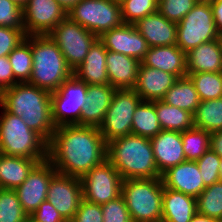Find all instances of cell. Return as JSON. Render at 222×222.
<instances>
[{
    "label": "cell",
    "instance_id": "6da1fadb",
    "mask_svg": "<svg viewBox=\"0 0 222 222\" xmlns=\"http://www.w3.org/2000/svg\"><path fill=\"white\" fill-rule=\"evenodd\" d=\"M107 159V144L98 127H56L48 142L47 160L56 171L81 178Z\"/></svg>",
    "mask_w": 222,
    "mask_h": 222
},
{
    "label": "cell",
    "instance_id": "7a4b0ae2",
    "mask_svg": "<svg viewBox=\"0 0 222 222\" xmlns=\"http://www.w3.org/2000/svg\"><path fill=\"white\" fill-rule=\"evenodd\" d=\"M0 106L50 141L56 127L52 121L51 93L28 82L17 83L0 93Z\"/></svg>",
    "mask_w": 222,
    "mask_h": 222
},
{
    "label": "cell",
    "instance_id": "3957f363",
    "mask_svg": "<svg viewBox=\"0 0 222 222\" xmlns=\"http://www.w3.org/2000/svg\"><path fill=\"white\" fill-rule=\"evenodd\" d=\"M107 160L123 180L161 178L150 138L129 134L107 143Z\"/></svg>",
    "mask_w": 222,
    "mask_h": 222
},
{
    "label": "cell",
    "instance_id": "277c9868",
    "mask_svg": "<svg viewBox=\"0 0 222 222\" xmlns=\"http://www.w3.org/2000/svg\"><path fill=\"white\" fill-rule=\"evenodd\" d=\"M33 68L29 84L53 93L73 75L58 45L49 35H31Z\"/></svg>",
    "mask_w": 222,
    "mask_h": 222
},
{
    "label": "cell",
    "instance_id": "5b68a950",
    "mask_svg": "<svg viewBox=\"0 0 222 222\" xmlns=\"http://www.w3.org/2000/svg\"><path fill=\"white\" fill-rule=\"evenodd\" d=\"M0 153L40 163L47 160L48 142L30 129L21 117L4 110L0 117Z\"/></svg>",
    "mask_w": 222,
    "mask_h": 222
},
{
    "label": "cell",
    "instance_id": "8992f818",
    "mask_svg": "<svg viewBox=\"0 0 222 222\" xmlns=\"http://www.w3.org/2000/svg\"><path fill=\"white\" fill-rule=\"evenodd\" d=\"M163 191L161 178L123 180L121 195L132 222H161Z\"/></svg>",
    "mask_w": 222,
    "mask_h": 222
},
{
    "label": "cell",
    "instance_id": "52a82bcc",
    "mask_svg": "<svg viewBox=\"0 0 222 222\" xmlns=\"http://www.w3.org/2000/svg\"><path fill=\"white\" fill-rule=\"evenodd\" d=\"M67 16L98 38L123 24L121 6L113 0H80Z\"/></svg>",
    "mask_w": 222,
    "mask_h": 222
},
{
    "label": "cell",
    "instance_id": "ba28073f",
    "mask_svg": "<svg viewBox=\"0 0 222 222\" xmlns=\"http://www.w3.org/2000/svg\"><path fill=\"white\" fill-rule=\"evenodd\" d=\"M220 38L211 4L197 3L194 8L177 23L176 45L185 53L200 44Z\"/></svg>",
    "mask_w": 222,
    "mask_h": 222
},
{
    "label": "cell",
    "instance_id": "9c48e42d",
    "mask_svg": "<svg viewBox=\"0 0 222 222\" xmlns=\"http://www.w3.org/2000/svg\"><path fill=\"white\" fill-rule=\"evenodd\" d=\"M141 97L133 89H116L99 131L105 143L132 134L134 112Z\"/></svg>",
    "mask_w": 222,
    "mask_h": 222
},
{
    "label": "cell",
    "instance_id": "30bf717a",
    "mask_svg": "<svg viewBox=\"0 0 222 222\" xmlns=\"http://www.w3.org/2000/svg\"><path fill=\"white\" fill-rule=\"evenodd\" d=\"M48 35L58 45L72 70L83 62L90 47L98 39L95 34L72 21L68 16Z\"/></svg>",
    "mask_w": 222,
    "mask_h": 222
},
{
    "label": "cell",
    "instance_id": "8fae6325",
    "mask_svg": "<svg viewBox=\"0 0 222 222\" xmlns=\"http://www.w3.org/2000/svg\"><path fill=\"white\" fill-rule=\"evenodd\" d=\"M87 89L85 82L72 75L57 91L51 93L52 121L55 127L79 125Z\"/></svg>",
    "mask_w": 222,
    "mask_h": 222
},
{
    "label": "cell",
    "instance_id": "7c38bea8",
    "mask_svg": "<svg viewBox=\"0 0 222 222\" xmlns=\"http://www.w3.org/2000/svg\"><path fill=\"white\" fill-rule=\"evenodd\" d=\"M80 180L82 198L89 202L103 205L121 196L123 179L107 159L94 166Z\"/></svg>",
    "mask_w": 222,
    "mask_h": 222
},
{
    "label": "cell",
    "instance_id": "4fadbf2b",
    "mask_svg": "<svg viewBox=\"0 0 222 222\" xmlns=\"http://www.w3.org/2000/svg\"><path fill=\"white\" fill-rule=\"evenodd\" d=\"M22 10L27 36L48 35L67 17V12L56 0H28Z\"/></svg>",
    "mask_w": 222,
    "mask_h": 222
},
{
    "label": "cell",
    "instance_id": "5bb4252c",
    "mask_svg": "<svg viewBox=\"0 0 222 222\" xmlns=\"http://www.w3.org/2000/svg\"><path fill=\"white\" fill-rule=\"evenodd\" d=\"M82 200V184L78 177L56 172L50 180L47 201L50 202L66 222H70Z\"/></svg>",
    "mask_w": 222,
    "mask_h": 222
},
{
    "label": "cell",
    "instance_id": "9a60e30c",
    "mask_svg": "<svg viewBox=\"0 0 222 222\" xmlns=\"http://www.w3.org/2000/svg\"><path fill=\"white\" fill-rule=\"evenodd\" d=\"M55 167L48 161L38 163L26 180L15 189L24 212L30 216L39 205L47 200V191Z\"/></svg>",
    "mask_w": 222,
    "mask_h": 222
},
{
    "label": "cell",
    "instance_id": "2e32d148",
    "mask_svg": "<svg viewBox=\"0 0 222 222\" xmlns=\"http://www.w3.org/2000/svg\"><path fill=\"white\" fill-rule=\"evenodd\" d=\"M98 39L108 51L134 57L140 62L149 49L147 41L134 24H122L120 27L104 32Z\"/></svg>",
    "mask_w": 222,
    "mask_h": 222
},
{
    "label": "cell",
    "instance_id": "e0dca14e",
    "mask_svg": "<svg viewBox=\"0 0 222 222\" xmlns=\"http://www.w3.org/2000/svg\"><path fill=\"white\" fill-rule=\"evenodd\" d=\"M163 186L197 198L205 189L196 161L186 160L161 174Z\"/></svg>",
    "mask_w": 222,
    "mask_h": 222
},
{
    "label": "cell",
    "instance_id": "ac0fdd59",
    "mask_svg": "<svg viewBox=\"0 0 222 222\" xmlns=\"http://www.w3.org/2000/svg\"><path fill=\"white\" fill-rule=\"evenodd\" d=\"M155 162L160 174L186 161L181 132L162 130L150 138Z\"/></svg>",
    "mask_w": 222,
    "mask_h": 222
},
{
    "label": "cell",
    "instance_id": "d6986e66",
    "mask_svg": "<svg viewBox=\"0 0 222 222\" xmlns=\"http://www.w3.org/2000/svg\"><path fill=\"white\" fill-rule=\"evenodd\" d=\"M177 79L176 75L145 66L141 62L138 68L137 82L133 90L144 101L162 100Z\"/></svg>",
    "mask_w": 222,
    "mask_h": 222
},
{
    "label": "cell",
    "instance_id": "ffe728a7",
    "mask_svg": "<svg viewBox=\"0 0 222 222\" xmlns=\"http://www.w3.org/2000/svg\"><path fill=\"white\" fill-rule=\"evenodd\" d=\"M134 25L149 47L176 45L177 23L167 20L158 11L138 20Z\"/></svg>",
    "mask_w": 222,
    "mask_h": 222
},
{
    "label": "cell",
    "instance_id": "44dd1931",
    "mask_svg": "<svg viewBox=\"0 0 222 222\" xmlns=\"http://www.w3.org/2000/svg\"><path fill=\"white\" fill-rule=\"evenodd\" d=\"M116 89L110 84L88 85L79 126L98 127L102 124Z\"/></svg>",
    "mask_w": 222,
    "mask_h": 222
},
{
    "label": "cell",
    "instance_id": "7402d4cb",
    "mask_svg": "<svg viewBox=\"0 0 222 222\" xmlns=\"http://www.w3.org/2000/svg\"><path fill=\"white\" fill-rule=\"evenodd\" d=\"M140 63L134 57L107 50L106 69L109 84L115 89H134Z\"/></svg>",
    "mask_w": 222,
    "mask_h": 222
},
{
    "label": "cell",
    "instance_id": "603a6c76",
    "mask_svg": "<svg viewBox=\"0 0 222 222\" xmlns=\"http://www.w3.org/2000/svg\"><path fill=\"white\" fill-rule=\"evenodd\" d=\"M145 66L176 75L187 76L186 53L177 45L149 47L144 59Z\"/></svg>",
    "mask_w": 222,
    "mask_h": 222
},
{
    "label": "cell",
    "instance_id": "cb8c5ba5",
    "mask_svg": "<svg viewBox=\"0 0 222 222\" xmlns=\"http://www.w3.org/2000/svg\"><path fill=\"white\" fill-rule=\"evenodd\" d=\"M107 49L97 39L90 47L83 62L73 70V75L87 85H106L109 78L106 69Z\"/></svg>",
    "mask_w": 222,
    "mask_h": 222
},
{
    "label": "cell",
    "instance_id": "d4e9b609",
    "mask_svg": "<svg viewBox=\"0 0 222 222\" xmlns=\"http://www.w3.org/2000/svg\"><path fill=\"white\" fill-rule=\"evenodd\" d=\"M187 73L222 72L221 39L200 44L186 53Z\"/></svg>",
    "mask_w": 222,
    "mask_h": 222
},
{
    "label": "cell",
    "instance_id": "484cf974",
    "mask_svg": "<svg viewBox=\"0 0 222 222\" xmlns=\"http://www.w3.org/2000/svg\"><path fill=\"white\" fill-rule=\"evenodd\" d=\"M196 213L195 197L164 187L161 222H189Z\"/></svg>",
    "mask_w": 222,
    "mask_h": 222
},
{
    "label": "cell",
    "instance_id": "4316f807",
    "mask_svg": "<svg viewBox=\"0 0 222 222\" xmlns=\"http://www.w3.org/2000/svg\"><path fill=\"white\" fill-rule=\"evenodd\" d=\"M39 162L0 153V188L15 190Z\"/></svg>",
    "mask_w": 222,
    "mask_h": 222
},
{
    "label": "cell",
    "instance_id": "83f0119b",
    "mask_svg": "<svg viewBox=\"0 0 222 222\" xmlns=\"http://www.w3.org/2000/svg\"><path fill=\"white\" fill-rule=\"evenodd\" d=\"M168 105L195 113L201 100L189 76L178 78L162 99Z\"/></svg>",
    "mask_w": 222,
    "mask_h": 222
},
{
    "label": "cell",
    "instance_id": "f1b7e54d",
    "mask_svg": "<svg viewBox=\"0 0 222 222\" xmlns=\"http://www.w3.org/2000/svg\"><path fill=\"white\" fill-rule=\"evenodd\" d=\"M155 111L162 130L184 132L194 127L193 113L155 101Z\"/></svg>",
    "mask_w": 222,
    "mask_h": 222
},
{
    "label": "cell",
    "instance_id": "f546056e",
    "mask_svg": "<svg viewBox=\"0 0 222 222\" xmlns=\"http://www.w3.org/2000/svg\"><path fill=\"white\" fill-rule=\"evenodd\" d=\"M161 131L155 111V101L142 100L134 112L132 134L152 138Z\"/></svg>",
    "mask_w": 222,
    "mask_h": 222
},
{
    "label": "cell",
    "instance_id": "4dcf8cb0",
    "mask_svg": "<svg viewBox=\"0 0 222 222\" xmlns=\"http://www.w3.org/2000/svg\"><path fill=\"white\" fill-rule=\"evenodd\" d=\"M194 117V127L209 133L222 131V98L201 101Z\"/></svg>",
    "mask_w": 222,
    "mask_h": 222
},
{
    "label": "cell",
    "instance_id": "1f68e13d",
    "mask_svg": "<svg viewBox=\"0 0 222 222\" xmlns=\"http://www.w3.org/2000/svg\"><path fill=\"white\" fill-rule=\"evenodd\" d=\"M8 58L15 80H18V83L29 82L33 68L31 35L27 36L25 41L12 50Z\"/></svg>",
    "mask_w": 222,
    "mask_h": 222
},
{
    "label": "cell",
    "instance_id": "d6a6232c",
    "mask_svg": "<svg viewBox=\"0 0 222 222\" xmlns=\"http://www.w3.org/2000/svg\"><path fill=\"white\" fill-rule=\"evenodd\" d=\"M201 101L222 98V72L187 73Z\"/></svg>",
    "mask_w": 222,
    "mask_h": 222
},
{
    "label": "cell",
    "instance_id": "836d02e7",
    "mask_svg": "<svg viewBox=\"0 0 222 222\" xmlns=\"http://www.w3.org/2000/svg\"><path fill=\"white\" fill-rule=\"evenodd\" d=\"M210 135L211 133L197 127L181 132L186 160L196 161L210 149Z\"/></svg>",
    "mask_w": 222,
    "mask_h": 222
},
{
    "label": "cell",
    "instance_id": "e575fe53",
    "mask_svg": "<svg viewBox=\"0 0 222 222\" xmlns=\"http://www.w3.org/2000/svg\"><path fill=\"white\" fill-rule=\"evenodd\" d=\"M197 212L222 220V181L206 187L196 198Z\"/></svg>",
    "mask_w": 222,
    "mask_h": 222
},
{
    "label": "cell",
    "instance_id": "d590c367",
    "mask_svg": "<svg viewBox=\"0 0 222 222\" xmlns=\"http://www.w3.org/2000/svg\"><path fill=\"white\" fill-rule=\"evenodd\" d=\"M28 217L16 191L0 188V222H24Z\"/></svg>",
    "mask_w": 222,
    "mask_h": 222
},
{
    "label": "cell",
    "instance_id": "8d00e7d4",
    "mask_svg": "<svg viewBox=\"0 0 222 222\" xmlns=\"http://www.w3.org/2000/svg\"><path fill=\"white\" fill-rule=\"evenodd\" d=\"M123 24H135L138 20L157 11L154 0H124L120 3Z\"/></svg>",
    "mask_w": 222,
    "mask_h": 222
},
{
    "label": "cell",
    "instance_id": "74e56055",
    "mask_svg": "<svg viewBox=\"0 0 222 222\" xmlns=\"http://www.w3.org/2000/svg\"><path fill=\"white\" fill-rule=\"evenodd\" d=\"M196 4L195 0H161L157 11L167 20L179 23Z\"/></svg>",
    "mask_w": 222,
    "mask_h": 222
},
{
    "label": "cell",
    "instance_id": "f35d334b",
    "mask_svg": "<svg viewBox=\"0 0 222 222\" xmlns=\"http://www.w3.org/2000/svg\"><path fill=\"white\" fill-rule=\"evenodd\" d=\"M196 163L199 167L205 188L220 181L219 167L221 158L214 151L208 149L201 158L196 160Z\"/></svg>",
    "mask_w": 222,
    "mask_h": 222
},
{
    "label": "cell",
    "instance_id": "ab89813d",
    "mask_svg": "<svg viewBox=\"0 0 222 222\" xmlns=\"http://www.w3.org/2000/svg\"><path fill=\"white\" fill-rule=\"evenodd\" d=\"M0 26L24 30L22 8L11 0H0Z\"/></svg>",
    "mask_w": 222,
    "mask_h": 222
},
{
    "label": "cell",
    "instance_id": "60d3db41",
    "mask_svg": "<svg viewBox=\"0 0 222 222\" xmlns=\"http://www.w3.org/2000/svg\"><path fill=\"white\" fill-rule=\"evenodd\" d=\"M103 222H132L124 197L118 198L101 205Z\"/></svg>",
    "mask_w": 222,
    "mask_h": 222
},
{
    "label": "cell",
    "instance_id": "b9f144b4",
    "mask_svg": "<svg viewBox=\"0 0 222 222\" xmlns=\"http://www.w3.org/2000/svg\"><path fill=\"white\" fill-rule=\"evenodd\" d=\"M25 30L0 26V56H8L9 53L26 40Z\"/></svg>",
    "mask_w": 222,
    "mask_h": 222
},
{
    "label": "cell",
    "instance_id": "7bdbcfd3",
    "mask_svg": "<svg viewBox=\"0 0 222 222\" xmlns=\"http://www.w3.org/2000/svg\"><path fill=\"white\" fill-rule=\"evenodd\" d=\"M70 222H103L101 205L82 198L78 210Z\"/></svg>",
    "mask_w": 222,
    "mask_h": 222
},
{
    "label": "cell",
    "instance_id": "ee69618b",
    "mask_svg": "<svg viewBox=\"0 0 222 222\" xmlns=\"http://www.w3.org/2000/svg\"><path fill=\"white\" fill-rule=\"evenodd\" d=\"M34 222H66L57 209L47 200L29 216Z\"/></svg>",
    "mask_w": 222,
    "mask_h": 222
},
{
    "label": "cell",
    "instance_id": "f6af8a7d",
    "mask_svg": "<svg viewBox=\"0 0 222 222\" xmlns=\"http://www.w3.org/2000/svg\"><path fill=\"white\" fill-rule=\"evenodd\" d=\"M17 83L8 56H0V93Z\"/></svg>",
    "mask_w": 222,
    "mask_h": 222
},
{
    "label": "cell",
    "instance_id": "bcb514c9",
    "mask_svg": "<svg viewBox=\"0 0 222 222\" xmlns=\"http://www.w3.org/2000/svg\"><path fill=\"white\" fill-rule=\"evenodd\" d=\"M211 7L213 10L216 28L221 35L222 34V0H214L211 3Z\"/></svg>",
    "mask_w": 222,
    "mask_h": 222
},
{
    "label": "cell",
    "instance_id": "7dc6e473",
    "mask_svg": "<svg viewBox=\"0 0 222 222\" xmlns=\"http://www.w3.org/2000/svg\"><path fill=\"white\" fill-rule=\"evenodd\" d=\"M210 149L222 158V131L211 133Z\"/></svg>",
    "mask_w": 222,
    "mask_h": 222
},
{
    "label": "cell",
    "instance_id": "c3c4849f",
    "mask_svg": "<svg viewBox=\"0 0 222 222\" xmlns=\"http://www.w3.org/2000/svg\"><path fill=\"white\" fill-rule=\"evenodd\" d=\"M217 219L196 213L189 222H217Z\"/></svg>",
    "mask_w": 222,
    "mask_h": 222
},
{
    "label": "cell",
    "instance_id": "681fc988",
    "mask_svg": "<svg viewBox=\"0 0 222 222\" xmlns=\"http://www.w3.org/2000/svg\"><path fill=\"white\" fill-rule=\"evenodd\" d=\"M68 13L69 10L76 5L80 0H56Z\"/></svg>",
    "mask_w": 222,
    "mask_h": 222
},
{
    "label": "cell",
    "instance_id": "f907efd6",
    "mask_svg": "<svg viewBox=\"0 0 222 222\" xmlns=\"http://www.w3.org/2000/svg\"><path fill=\"white\" fill-rule=\"evenodd\" d=\"M11 1L18 4L21 8H23L28 2V0H11Z\"/></svg>",
    "mask_w": 222,
    "mask_h": 222
},
{
    "label": "cell",
    "instance_id": "816d5d0a",
    "mask_svg": "<svg viewBox=\"0 0 222 222\" xmlns=\"http://www.w3.org/2000/svg\"><path fill=\"white\" fill-rule=\"evenodd\" d=\"M197 3H209L211 4L214 0H195Z\"/></svg>",
    "mask_w": 222,
    "mask_h": 222
},
{
    "label": "cell",
    "instance_id": "f5cc1de1",
    "mask_svg": "<svg viewBox=\"0 0 222 222\" xmlns=\"http://www.w3.org/2000/svg\"><path fill=\"white\" fill-rule=\"evenodd\" d=\"M219 175H220V181H222V158H221V163L219 167Z\"/></svg>",
    "mask_w": 222,
    "mask_h": 222
},
{
    "label": "cell",
    "instance_id": "db71d44e",
    "mask_svg": "<svg viewBox=\"0 0 222 222\" xmlns=\"http://www.w3.org/2000/svg\"><path fill=\"white\" fill-rule=\"evenodd\" d=\"M24 222H34L30 217H28Z\"/></svg>",
    "mask_w": 222,
    "mask_h": 222
},
{
    "label": "cell",
    "instance_id": "11a10c76",
    "mask_svg": "<svg viewBox=\"0 0 222 222\" xmlns=\"http://www.w3.org/2000/svg\"><path fill=\"white\" fill-rule=\"evenodd\" d=\"M114 2H116V3H122L124 0H113Z\"/></svg>",
    "mask_w": 222,
    "mask_h": 222
},
{
    "label": "cell",
    "instance_id": "9f6ffc18",
    "mask_svg": "<svg viewBox=\"0 0 222 222\" xmlns=\"http://www.w3.org/2000/svg\"><path fill=\"white\" fill-rule=\"evenodd\" d=\"M161 0H154L155 3L159 4Z\"/></svg>",
    "mask_w": 222,
    "mask_h": 222
}]
</instances>
